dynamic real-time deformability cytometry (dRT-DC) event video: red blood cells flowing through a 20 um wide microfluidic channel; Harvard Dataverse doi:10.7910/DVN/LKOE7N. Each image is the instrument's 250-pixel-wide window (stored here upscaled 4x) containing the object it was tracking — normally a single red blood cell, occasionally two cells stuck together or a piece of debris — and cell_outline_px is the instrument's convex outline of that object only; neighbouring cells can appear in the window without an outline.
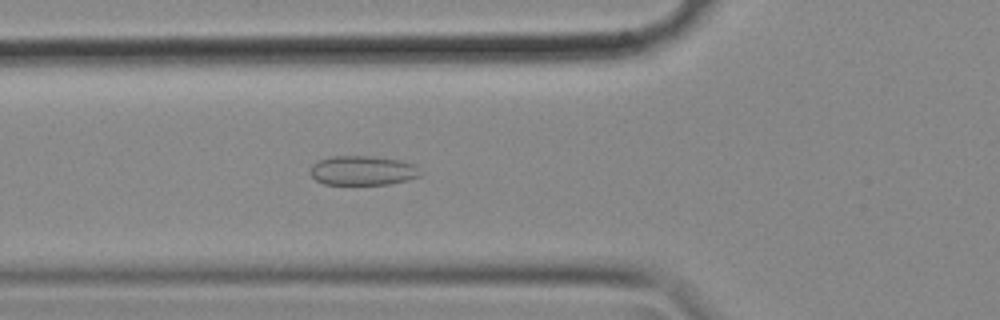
{"species": "common noctule bat (a hibernating species)", "species_latin": "Nyctalus noctula", "temperature_condition": "cold", "stored_images_in_passage": 56, "camera_frame_rate_fps": 3000, "um_per_image_px": 0.085, "animal": {"sex": "female", "body_mass_g": 18.4}, "frame": {"image": 1, "passage_image": 20, "time_ms": 6.333, "image_size_px": [1000, 320], "cell_outline_px": [[420, 176], [408, 180], [388, 184], [324, 184], [316, 180], [308, 172], [312, 164], [320, 160], [332, 156], [372, 156], [400, 160], [416, 164], [420, 172]], "centroid_in_image_um": [30.82, 14.49], "position_along_channel_um": 95.0, "area_um2": 18.96}}
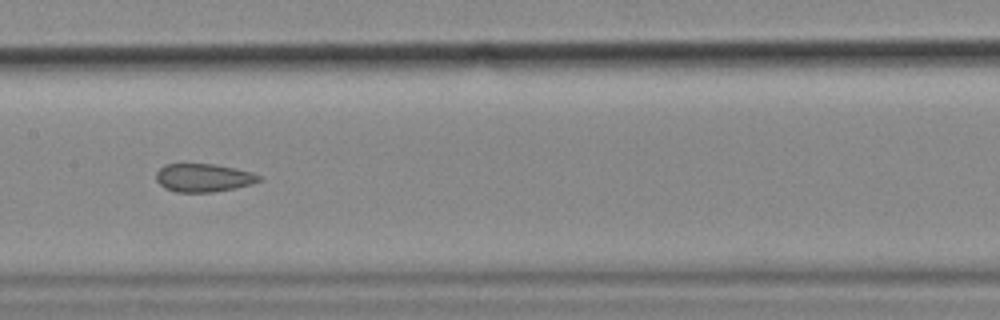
{"frame": {"image": 2, "passage_image": 28, "time_ms": 9.0, "image_size_px": [1000, 320], "cell_outline_px": [[264, 180], [252, 184], [236, 188], [212, 192], [176, 192], [164, 188], [156, 180], [156, 172], [164, 164], [216, 164], [252, 172], [260, 176]], "centroid_in_image_um": [17.31, 15.11], "position_along_channel_um": 190.1, "area_um2": 17.05}}
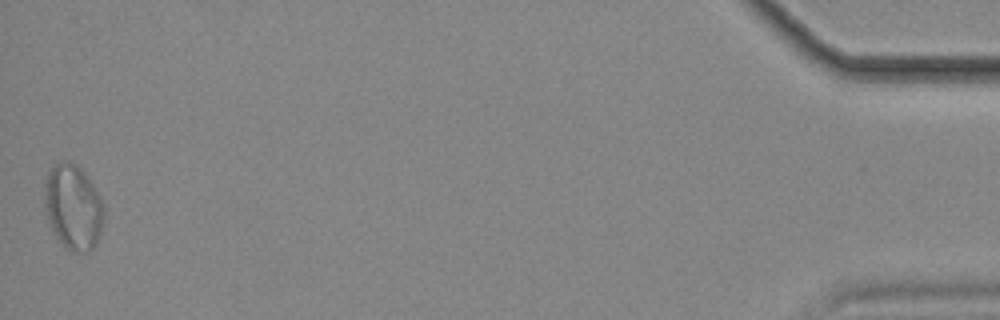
{"frame": {"image": 3, "passage_image": 56, "time_ms": 18.333, "image_size_px": [1000, 320], "cell_outline_px": [[104, 216], [100, 232], [96, 244], [88, 252], [72, 252], [64, 248], [52, 232], [48, 220], [44, 204], [44, 184], [48, 172], [52, 164], [64, 160], [68, 160], [76, 164], [84, 172], [100, 196], [104, 208]], "centroid_in_image_um": [6.19, 17.6], "position_along_channel_um": 429.0, "area_um2": 29.88}, "authors_computed_cell_mechanics": {"area_um2": 20.2011, "velocity_mm_per_s": 3.5621, "shape_relaxation_time_tau1_ms": null, "shape_relaxation_time_tau2_ms": 1.8046, "deformation_change_tau1": null, "deformation_change_tau2": 0.0868}}